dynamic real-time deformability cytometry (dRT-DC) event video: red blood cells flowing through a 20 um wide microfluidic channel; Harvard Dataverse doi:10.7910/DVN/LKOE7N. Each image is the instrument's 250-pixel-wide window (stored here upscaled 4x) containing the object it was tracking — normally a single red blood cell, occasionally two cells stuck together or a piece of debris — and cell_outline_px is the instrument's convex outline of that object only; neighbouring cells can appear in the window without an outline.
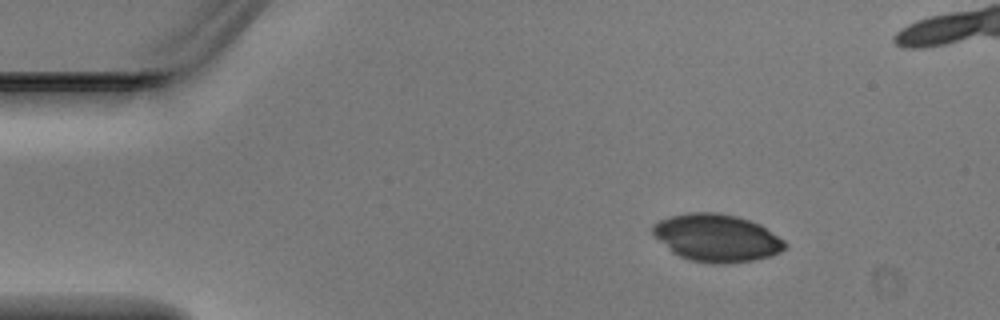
{"species": "Egyptian fruit bat (a non-hibernating species)", "species_latin": "Rousettus aegyptiacus", "temperature_condition": "warm", "stored_images_in_passage": 4, "camera_frame_rate_fps": 3000, "um_per_image_px": 0.085, "animal": {"sex": "male"}, "frame": {"image": 1, "passage_image": 1, "time_ms": 0.0, "image_size_px": [1000, 320], "cell_outline_px": [[788, 244], [780, 252], [768, 256], [752, 260], [724, 264], [716, 264], [688, 260], [672, 252], [652, 232], [652, 224], [668, 216], [688, 212], [716, 212], [736, 216], [760, 224], [784, 240]], "centroid_in_image_um": [60.91, 20.21], "position_along_channel_um": 24.1, "area_um2": 36.47}}